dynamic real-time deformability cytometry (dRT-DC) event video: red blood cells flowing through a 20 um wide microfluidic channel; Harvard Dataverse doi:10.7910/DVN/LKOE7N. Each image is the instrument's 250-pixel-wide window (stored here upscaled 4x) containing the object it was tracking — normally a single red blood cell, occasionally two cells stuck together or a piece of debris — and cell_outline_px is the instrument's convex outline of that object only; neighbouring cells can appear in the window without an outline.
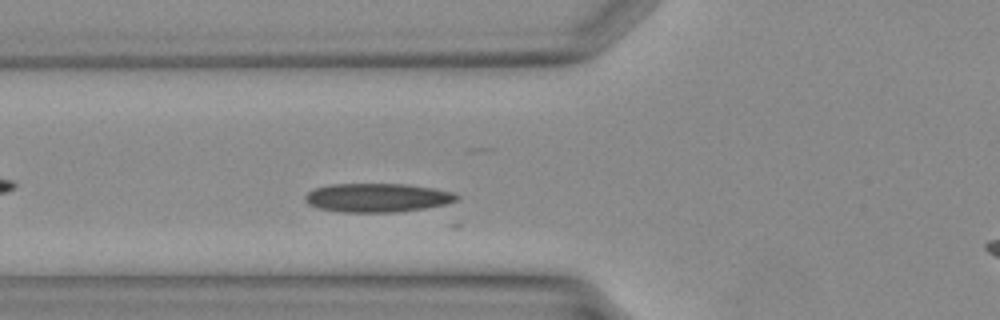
{"species": "Egyptian fruit bat (a non-hibernating species)", "species_latin": "Rousettus aegyptiacus", "temperature_condition": "warm", "stored_images_in_passage": 12, "camera_frame_rate_fps": 3000, "um_per_image_px": 0.085, "animal": {"sex": "female"}, "frame": {"image": 1, "passage_image": 6, "time_ms": 1.667, "image_size_px": [1000, 320], "cell_outline_px": [[460, 196], [456, 200], [444, 204], [424, 208], [396, 212], [340, 212], [320, 208], [308, 204], [304, 200], [304, 196], [308, 192], [316, 188], [332, 184], [404, 184], [432, 188], [452, 192]], "centroid_in_image_um": [32.04, 16.8], "position_along_channel_um": 93.8, "area_um2": 25.2}}